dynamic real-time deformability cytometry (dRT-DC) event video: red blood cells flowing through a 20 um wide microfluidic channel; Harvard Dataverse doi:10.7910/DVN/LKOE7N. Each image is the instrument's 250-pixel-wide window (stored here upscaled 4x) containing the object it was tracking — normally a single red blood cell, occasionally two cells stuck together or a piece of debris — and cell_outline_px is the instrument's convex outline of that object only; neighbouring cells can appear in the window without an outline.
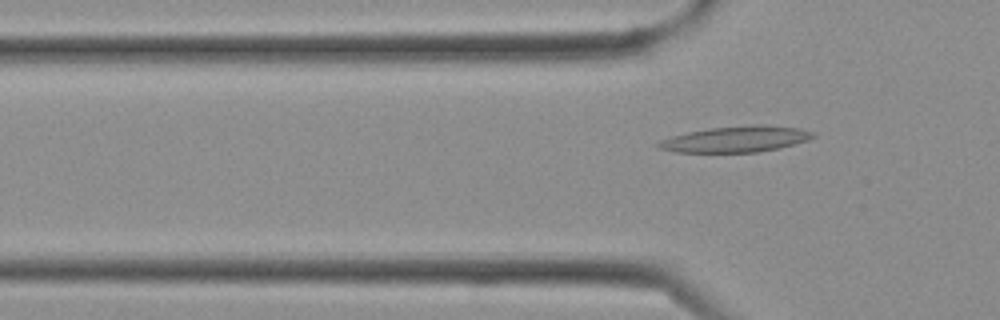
{"species": "Egyptian fruit bat (a non-hibernating species)", "species_latin": "Rousettus aegyptiacus", "temperature_condition": "cold", "stored_images_in_passage": 5, "camera_frame_rate_fps": 3000, "um_per_image_px": 0.085, "frame": {"image": 1, "passage_image": 5, "time_ms": 1.333, "image_size_px": [1000, 320], "cell_outline_px": [[816, 136], [808, 140], [780, 148], [756, 152], [676, 152], [660, 148], [656, 144], [660, 140], [672, 136], [688, 132], [712, 128], [752, 124], [760, 124], [796, 128], [812, 132]], "centroid_in_image_um": [62.56, 11.83], "position_along_channel_um": 63.2, "area_um2": 23.18}}